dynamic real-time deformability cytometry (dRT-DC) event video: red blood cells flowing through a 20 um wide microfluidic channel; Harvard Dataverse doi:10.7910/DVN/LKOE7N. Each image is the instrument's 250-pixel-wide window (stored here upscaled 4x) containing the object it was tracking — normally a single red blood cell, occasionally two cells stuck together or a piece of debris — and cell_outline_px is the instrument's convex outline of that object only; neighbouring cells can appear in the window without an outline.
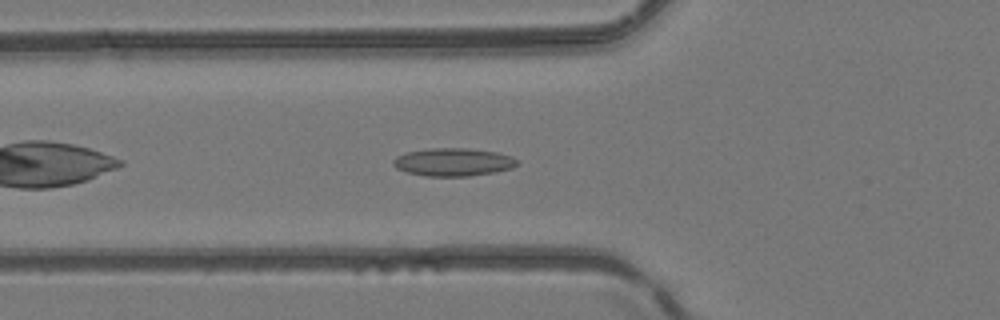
{"species": "common noctule bat (a hibernating species)", "species_latin": "Nyctalus noctula", "temperature_condition": "room temperature", "stored_images_in_passage": 37, "camera_frame_rate_fps": 3000, "um_per_image_px": 0.085, "animal": {"sex": "female", "body_mass_g": 24.6, "forearm_length_mm": 56.2}, "frame": {"image": 1, "passage_image": 5, "time_ms": 1.333, "image_size_px": [1000, 320], "cell_outline_px": [[520, 164], [512, 168], [496, 172], [468, 176], [424, 176], [408, 172], [396, 168], [392, 164], [392, 160], [396, 156], [408, 152], [428, 148], [468, 148], [496, 152], [512, 156]], "centroid_in_image_um": [38.53, 13.77], "position_along_channel_um": 87.3, "area_um2": 20.29}}
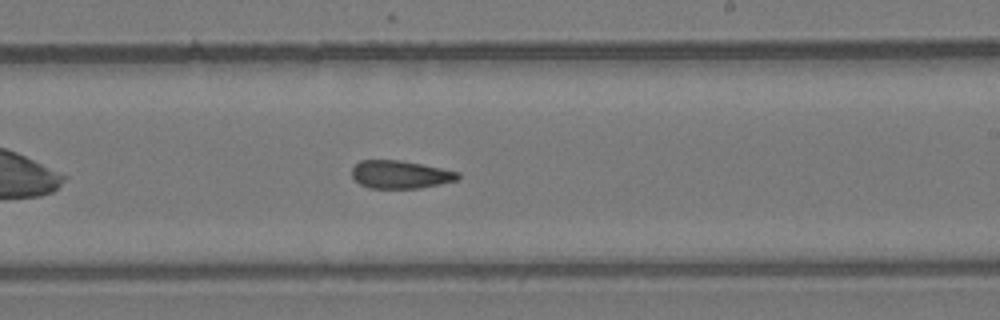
{"frame": {"image": 2, "passage_image": 17, "time_ms": 5.333, "image_size_px": [1000, 320], "cell_outline_px": [[460, 176], [456, 180], [440, 184], [420, 188], [368, 188], [360, 184], [352, 176], [352, 168], [360, 160], [400, 160], [460, 172]], "centroid_in_image_um": [34.01, 14.83], "position_along_channel_um": 255.0, "area_um2": 17.17}}
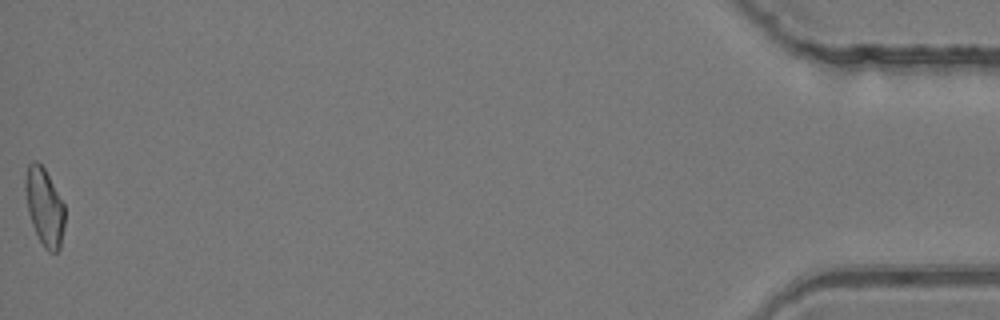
{"frame": {"image": 3, "passage_image": 37, "time_ms": 12.0, "image_size_px": [1000, 320], "cell_outline_px": [[64, 228], [60, 248], [56, 252], [48, 252], [44, 248], [32, 224], [28, 212], [24, 188], [24, 180], [28, 164], [32, 160], [36, 160], [44, 168], [64, 204]], "centroid_in_image_um": [3.76, 17.57], "position_along_channel_um": 431.4, "area_um2": 17.8}, "authors_computed_cell_mechanics": {"area_um2": 17.8602, "velocity_mm_per_s": 4.1705, "shape_relaxation_time_tau1_ms": 11.0886, "shape_relaxation_time_tau2_ms": 3.5281, "deformation_change_tau1": 0.2026, "deformation_change_tau2": 0.1101}}